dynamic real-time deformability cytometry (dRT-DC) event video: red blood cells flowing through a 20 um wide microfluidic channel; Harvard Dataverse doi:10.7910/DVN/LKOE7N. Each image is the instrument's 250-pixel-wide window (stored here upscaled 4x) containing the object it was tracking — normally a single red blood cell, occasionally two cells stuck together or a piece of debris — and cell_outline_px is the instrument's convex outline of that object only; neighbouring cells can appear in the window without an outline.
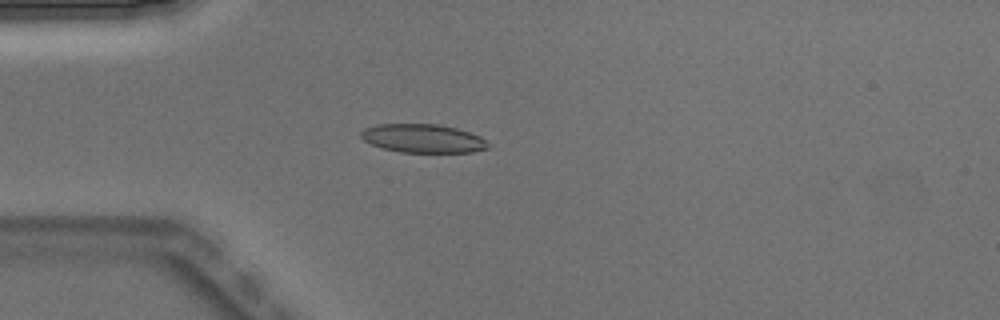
{"species": "Egyptian fruit bat (a non-hibernating species)", "species_latin": "Rousettus aegyptiacus", "temperature_condition": "warm", "stored_images_in_passage": 4, "camera_frame_rate_fps": 3000, "um_per_image_px": 0.085, "animal": {"sex": "male"}, "frame": {"image": 1, "passage_image": 3, "time_ms": 0.667, "image_size_px": [1000, 320], "cell_outline_px": [[492, 144], [488, 148], [472, 152], [400, 152], [384, 148], [372, 144], [364, 140], [360, 136], [360, 132], [364, 128], [376, 124], [436, 124], [456, 128], [480, 136]], "centroid_in_image_um": [35.96, 11.76], "position_along_channel_um": 49.0, "area_um2": 21.15}}